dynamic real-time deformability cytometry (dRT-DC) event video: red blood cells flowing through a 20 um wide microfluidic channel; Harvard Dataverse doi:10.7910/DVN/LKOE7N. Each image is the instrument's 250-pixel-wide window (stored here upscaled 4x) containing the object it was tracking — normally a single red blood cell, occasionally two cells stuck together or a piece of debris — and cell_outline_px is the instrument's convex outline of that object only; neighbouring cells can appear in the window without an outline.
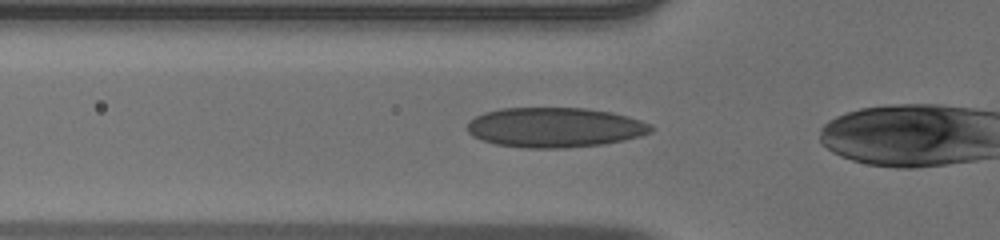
{"species": "human", "species_latin": "Homo sapiens", "temperature_condition": "warm", "stored_images_in_passage": 37, "camera_frame_rate_fps": 3000, "um_per_image_px": 0.085, "donor": {"sex": "male"}, "frame": {"image": 1, "passage_image": 12, "time_ms": 3.667, "image_size_px": [1000, 240], "cell_outline_px": [[656, 128], [652, 132], [640, 136], [624, 140], [600, 144], [564, 148], [524, 148], [496, 144], [480, 140], [472, 136], [468, 132], [468, 120], [484, 112], [500, 108], [584, 108], [612, 112], [628, 116], [652, 124]], "centroid_in_image_um": [47.16, 10.83], "position_along_channel_um": 78.6, "area_um2": 42.95}}
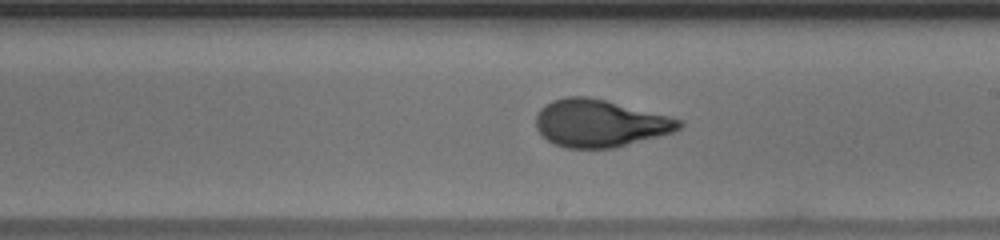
{"frame": {"image": 2, "passage_image": 24, "time_ms": 7.667, "image_size_px": [1000, 240], "cell_outline_px": [[684, 124], [680, 128], [672, 132], [612, 148], [568, 148], [552, 144], [536, 128], [536, 116], [540, 108], [544, 104], [552, 100], [568, 96], [588, 96], [668, 116], [680, 120]], "centroid_in_image_um": [50.93, 10.47], "position_along_channel_um": 238.1, "area_um2": 39.07}}
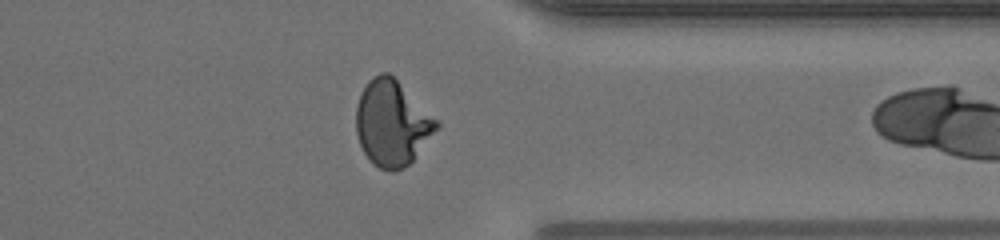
{"frame": {"image": 3, "passage_image": 35, "time_ms": 11.333, "image_size_px": [1000, 240], "cell_outline_px": [[440, 124], [412, 160], [404, 168], [392, 172], [388, 172], [372, 164], [364, 152], [360, 144], [356, 132], [356, 108], [360, 92], [368, 80], [380, 72], [388, 72]], "centroid_in_image_um": [33.26, 10.48], "position_along_channel_um": 378.1, "area_um2": 39.3}}